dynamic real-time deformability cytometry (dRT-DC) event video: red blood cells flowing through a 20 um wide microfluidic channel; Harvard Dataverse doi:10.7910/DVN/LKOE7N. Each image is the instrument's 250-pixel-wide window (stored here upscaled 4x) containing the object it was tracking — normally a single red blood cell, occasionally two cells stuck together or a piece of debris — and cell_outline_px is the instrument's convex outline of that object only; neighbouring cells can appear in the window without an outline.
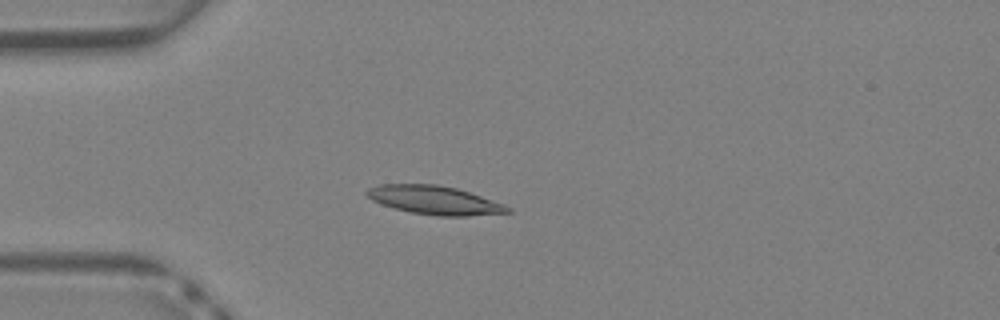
{"species": "Egyptian fruit bat (a non-hibernating species)", "species_latin": "Rousettus aegyptiacus", "temperature_condition": "warm", "stored_images_in_passage": 39, "camera_frame_rate_fps": 3000, "um_per_image_px": 0.085, "animal": {"sex": "female"}, "frame": {"image": 1, "passage_image": 11, "time_ms": 3.333, "image_size_px": [1000, 320], "cell_outline_px": [[512, 212], [468, 216], [436, 216], [412, 212], [396, 208], [372, 200], [364, 192], [368, 188], [380, 184], [436, 184], [456, 188], [504, 204], [512, 208]], "centroid_in_image_um": [36.95, 17.01], "position_along_channel_um": 48.0, "area_um2": 23.24}}
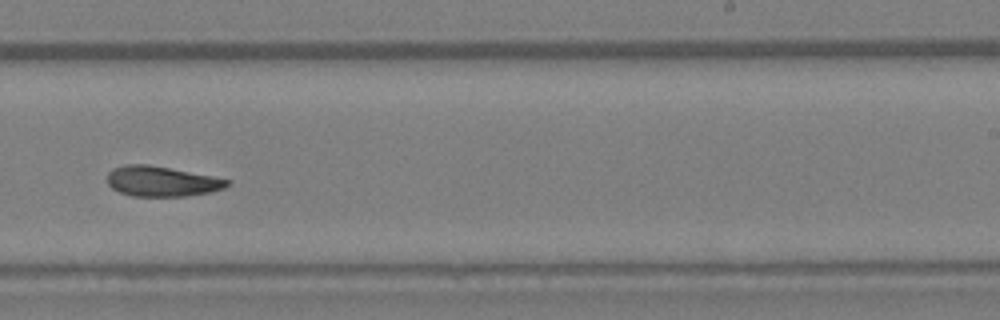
{"frame": {"image": 2, "passage_image": 25, "time_ms": 8.0, "image_size_px": [1000, 320], "cell_outline_px": [[232, 180], [224, 188], [208, 192], [184, 196], [132, 196], [120, 192], [112, 188], [108, 184], [108, 172], [112, 168], [128, 164], [148, 164], [212, 176]], "centroid_in_image_um": [13.72, 15.41], "position_along_channel_um": 275.3, "area_um2": 20.92}}
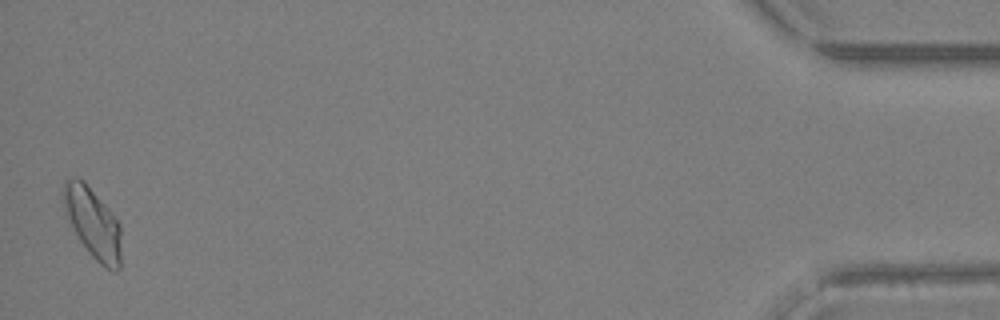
{"frame": {"image": 3, "passage_image": 39, "time_ms": 12.667, "image_size_px": [1000, 320], "cell_outline_px": [[120, 268], [116, 272], [100, 264], [92, 256], [80, 240], [64, 208], [60, 192], [64, 180], [72, 176], [76, 176], [84, 180], [108, 208], [120, 224]], "centroid_in_image_um": [7.86, 18.88], "position_along_channel_um": 427.3, "area_um2": 23.58}}